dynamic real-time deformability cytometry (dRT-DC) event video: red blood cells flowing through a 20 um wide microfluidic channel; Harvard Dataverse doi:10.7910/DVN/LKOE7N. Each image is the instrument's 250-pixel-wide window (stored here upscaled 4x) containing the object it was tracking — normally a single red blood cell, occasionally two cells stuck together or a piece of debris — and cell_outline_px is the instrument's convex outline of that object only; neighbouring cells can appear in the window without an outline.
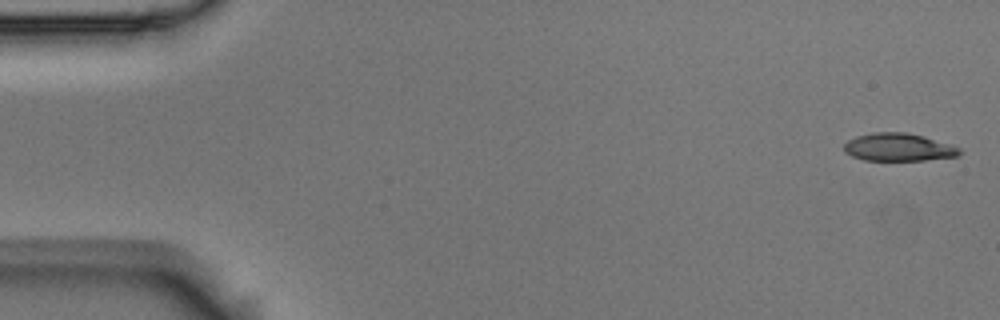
{"species": "Egyptian fruit bat (a non-hibernating species)", "species_latin": "Rousettus aegyptiacus", "temperature_condition": "room temperature", "stored_images_in_passage": 5, "camera_frame_rate_fps": 3000, "um_per_image_px": 0.085, "animal": {"sex": "male"}, "frame": {"image": 1, "passage_image": 1, "time_ms": 0.0, "image_size_px": [1000, 320], "cell_outline_px": [[960, 152], [956, 156], [924, 160], [864, 160], [852, 156], [844, 152], [844, 144], [848, 140], [856, 136], [872, 132], [904, 132], [924, 136], [952, 144], [960, 148]], "centroid_in_image_um": [76.35, 12.5], "position_along_channel_um": 8.6, "area_um2": 18.73}}
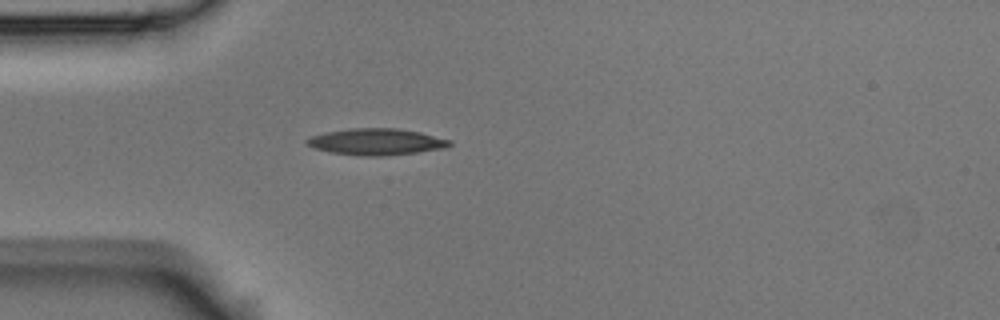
{"frame": {"image": 2, "passage_image": 5, "time_ms": 1.333, "image_size_px": [1000, 320], "cell_outline_px": [[452, 144], [444, 148], [416, 152], [380, 156], [368, 156], [332, 152], [316, 148], [304, 144], [304, 140], [312, 136], [324, 132], [348, 128], [396, 128], [420, 132], [452, 140]], "centroid_in_image_um": [31.97, 12.03], "position_along_channel_um": 53.0, "area_um2": 21.91}}